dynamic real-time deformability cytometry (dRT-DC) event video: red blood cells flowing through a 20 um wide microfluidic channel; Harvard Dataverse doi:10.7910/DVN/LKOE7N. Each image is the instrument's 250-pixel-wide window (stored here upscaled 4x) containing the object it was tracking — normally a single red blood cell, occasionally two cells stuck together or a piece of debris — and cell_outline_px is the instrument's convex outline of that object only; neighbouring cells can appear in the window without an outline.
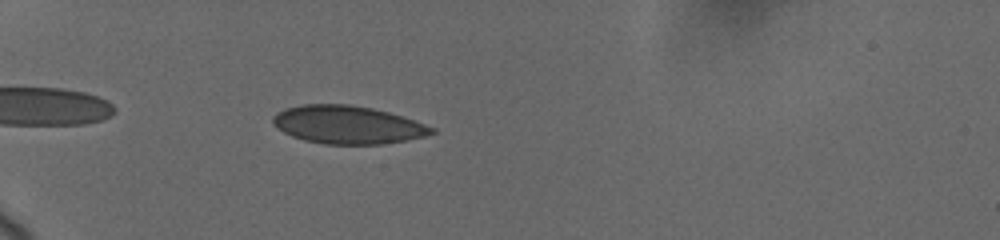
{"species": "human", "species_latin": "Homo sapiens", "temperature_condition": "cold", "stored_images_in_passage": 53, "camera_frame_rate_fps": 3000, "um_per_image_px": 0.085, "donor": {"sex": "female"}, "frame": {"image": 1, "passage_image": 1, "time_ms": 0.0, "image_size_px": [1000, 240], "cell_outline_px": [[436, 132], [424, 136], [404, 140], [380, 144], [324, 144], [304, 140], [292, 136], [284, 132], [272, 124], [272, 116], [276, 112], [288, 108], [304, 104], [348, 104], [372, 108], [388, 112], [436, 128]], "centroid_in_image_um": [29.51, 10.6], "position_along_channel_um": 55.5, "area_um2": 34.91}}
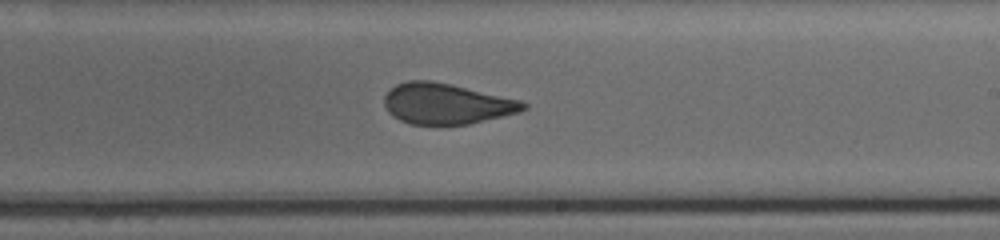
{"frame": {"image": 2, "passage_image": 24, "time_ms": 6.0, "image_size_px": [1000, 240], "cell_outline_px": [[528, 108], [520, 112], [468, 124], [408, 124], [392, 116], [388, 112], [384, 104], [384, 96], [396, 84], [408, 80], [432, 80], [520, 100], [528, 104]], "centroid_in_image_um": [37.93, 8.82], "position_along_channel_um": 251.1, "area_um2": 32.83}}
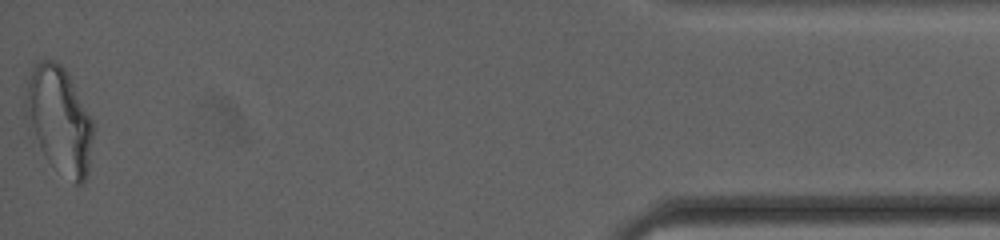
{"frame": {"image": 3, "passage_image": 53, "time_ms": 12.667, "image_size_px": [1000, 240], "cell_outline_px": [[92, 136], [88, 172], [84, 180], [80, 184], [76, 184], [52, 164], [48, 160], [28, 132], [24, 116], [24, 100], [28, 80], [32, 68], [44, 56], [56, 60], [68, 72], [92, 120]], "centroid_in_image_um": [4.98, 10.13], "position_along_channel_um": 430.2, "area_um2": 42.14}, "authors_computed_cell_mechanics": {"area_um2": 34.2176, "velocity_mm_per_s": 3.7044, "shape_relaxation_time_tau1_ms": null, "shape_relaxation_time_tau2_ms": 0.8207, "deformation_change_tau1": null, "deformation_change_tau2": 0.057}}